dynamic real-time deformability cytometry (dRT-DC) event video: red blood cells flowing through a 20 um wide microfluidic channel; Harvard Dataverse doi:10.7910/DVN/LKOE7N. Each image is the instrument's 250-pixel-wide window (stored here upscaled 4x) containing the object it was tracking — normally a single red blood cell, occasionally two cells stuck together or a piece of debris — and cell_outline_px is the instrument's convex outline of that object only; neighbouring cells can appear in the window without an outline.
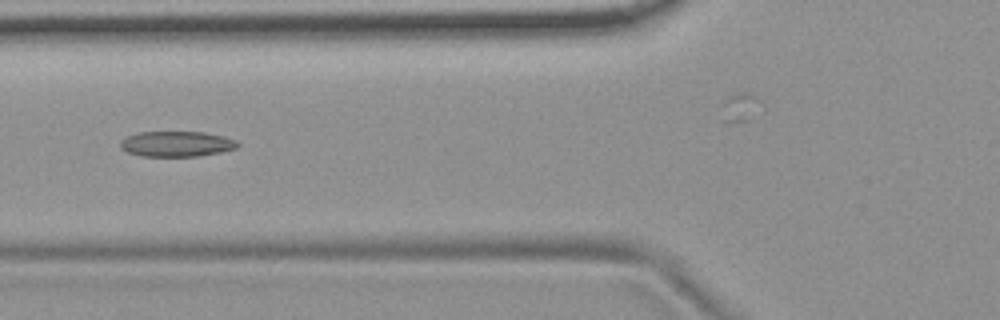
{"species": "common noctule bat (a hibernating species)", "species_latin": "Nyctalus noctula", "temperature_condition": "room temperature", "stored_images_in_passage": 7, "camera_frame_rate_fps": 3000, "um_per_image_px": 0.085, "animal": {"sex": "female", "body_mass_g": 19.9}, "frame": {"image": 1, "passage_image": 3, "time_ms": 0.667, "image_size_px": [1000, 320], "cell_outline_px": [[240, 144], [236, 148], [220, 152], [196, 156], [140, 156], [128, 152], [120, 148], [120, 140], [128, 136], [140, 132], [204, 132], [224, 136], [236, 140]], "centroid_in_image_um": [15.01, 12.23], "position_along_channel_um": 110.8, "area_um2": 17.34}}
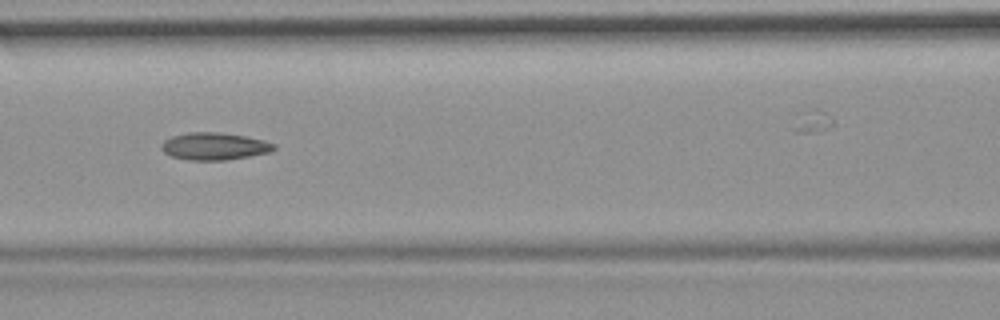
{"frame": {"image": 2, "passage_image": 4, "time_ms": 1.0, "image_size_px": [1000, 320], "cell_outline_px": [[276, 148], [268, 152], [248, 156], [224, 160], [188, 160], [172, 156], [164, 152], [160, 148], [164, 140], [172, 136], [188, 132], [220, 132], [244, 136], [264, 140], [276, 144]], "centroid_in_image_um": [18.2, 12.42], "position_along_channel_um": 148.4, "area_um2": 17.8}}